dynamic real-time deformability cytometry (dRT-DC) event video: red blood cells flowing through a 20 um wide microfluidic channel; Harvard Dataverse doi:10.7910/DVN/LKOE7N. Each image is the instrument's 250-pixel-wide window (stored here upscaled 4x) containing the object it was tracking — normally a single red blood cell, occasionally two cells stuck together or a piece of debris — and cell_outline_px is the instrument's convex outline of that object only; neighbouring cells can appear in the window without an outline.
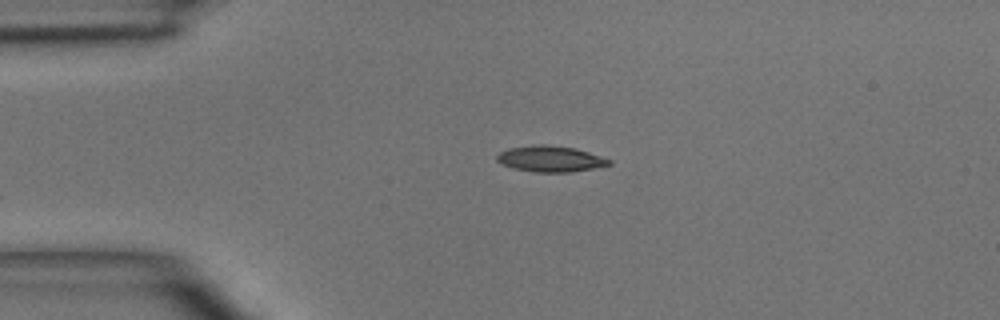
{"species": "common noctule bat (a hibernating species)", "species_latin": "Nyctalus noctula", "temperature_condition": "room temperature", "stored_images_in_passage": 2, "camera_frame_rate_fps": 3000, "um_per_image_px": 0.085, "animal": {"sex": "male", "body_mass_g": 15.6}, "frame": {"image": 1, "passage_image": 1, "time_ms": 0.0, "image_size_px": [1000, 320], "cell_outline_px": [[612, 164], [572, 172], [536, 172], [512, 168], [496, 160], [496, 156], [500, 152], [508, 148], [536, 144], [544, 144], [576, 148], [612, 160]], "centroid_in_image_um": [46.78, 13.49], "position_along_channel_um": 38.2, "area_um2": 16.94}}